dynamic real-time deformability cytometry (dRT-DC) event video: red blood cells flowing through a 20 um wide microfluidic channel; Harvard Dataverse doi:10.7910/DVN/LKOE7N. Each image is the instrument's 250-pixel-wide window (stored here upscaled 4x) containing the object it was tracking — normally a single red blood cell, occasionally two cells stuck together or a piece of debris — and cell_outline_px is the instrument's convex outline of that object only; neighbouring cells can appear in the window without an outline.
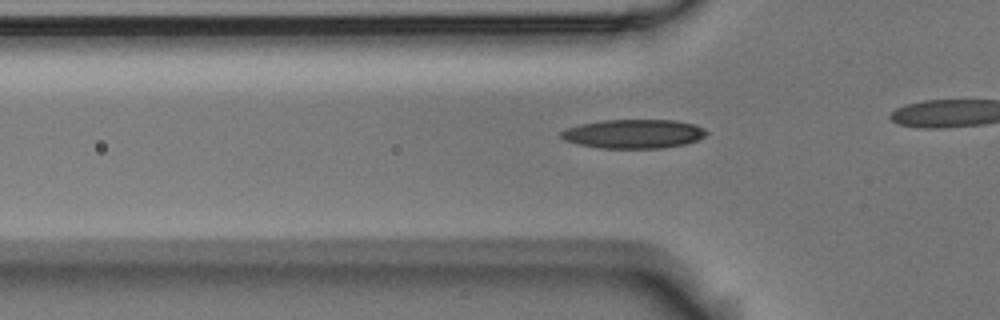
{"species": "Egyptian fruit bat (a non-hibernating species)", "species_latin": "Rousettus aegyptiacus", "temperature_condition": "room temperature", "stored_images_in_passage": 29, "camera_frame_rate_fps": 3000, "um_per_image_px": 0.085, "animal": {"sex": "male"}, "frame": {"image": 1, "passage_image": 4, "time_ms": 1.0, "image_size_px": [1000, 320], "cell_outline_px": [[708, 132], [704, 136], [696, 140], [684, 144], [660, 148], [600, 148], [580, 144], [564, 140], [560, 136], [560, 132], [564, 128], [580, 124], [600, 120], [676, 120], [696, 124], [704, 128]], "centroid_in_image_um": [53.84, 11.36], "position_along_channel_um": 72.0, "area_um2": 24.62}}
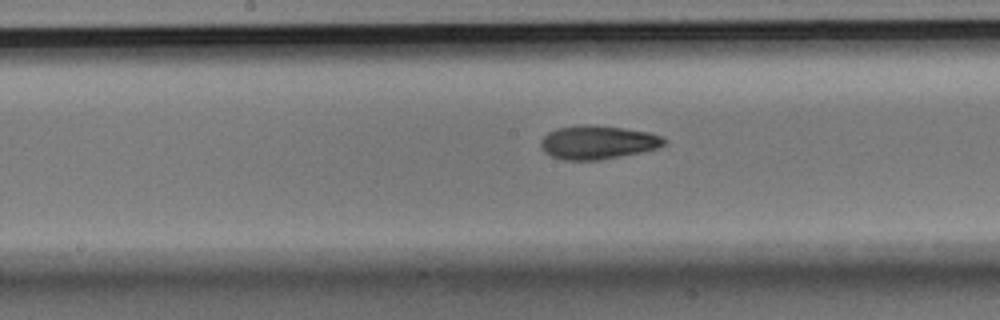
{"frame": {"image": 2, "passage_image": 14, "time_ms": 4.333, "image_size_px": [1000, 320], "cell_outline_px": [[668, 144], [656, 148], [640, 152], [600, 160], [564, 160], [552, 156], [544, 152], [540, 148], [540, 140], [548, 132], [556, 128], [584, 124], [620, 128], [648, 132], [664, 136], [668, 140]], "centroid_in_image_um": [50.8, 12.1], "position_along_channel_um": 197.4, "area_um2": 24.22}}
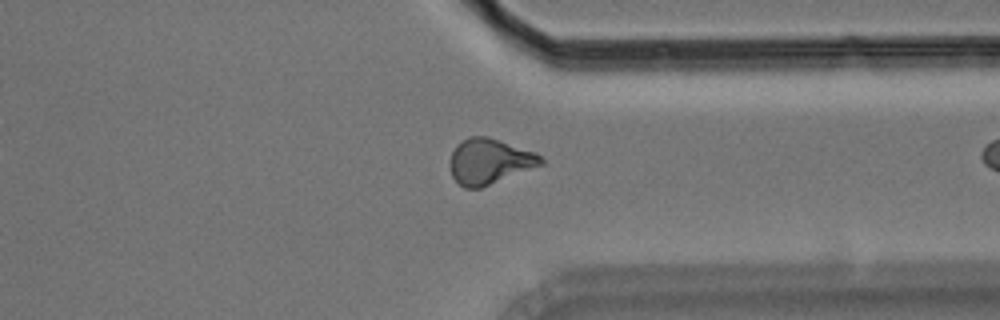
{"frame": {"image": 3, "passage_image": 28, "time_ms": 9.0, "image_size_px": [1000, 320], "cell_outline_px": [[544, 164], [480, 188], [464, 188], [452, 176], [448, 164], [448, 160], [456, 144], [468, 136], [488, 136], [536, 152], [544, 160]], "centroid_in_image_um": [41.57, 13.7], "position_along_channel_um": 369.8, "area_um2": 24.28}}